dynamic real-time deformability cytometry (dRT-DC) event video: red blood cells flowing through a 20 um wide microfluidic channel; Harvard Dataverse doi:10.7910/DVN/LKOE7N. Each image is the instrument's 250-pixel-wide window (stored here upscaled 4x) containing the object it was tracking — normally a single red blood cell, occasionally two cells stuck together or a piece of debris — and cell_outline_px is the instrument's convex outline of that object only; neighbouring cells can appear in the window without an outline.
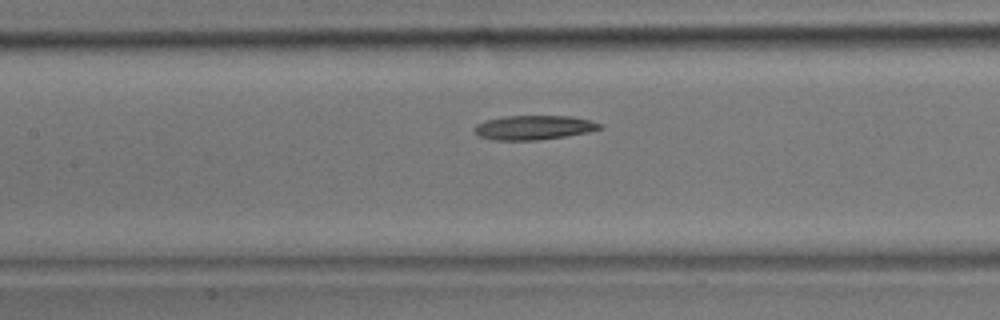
{"species": "common noctule bat (a hibernating species)", "species_latin": "Nyctalus noctula", "temperature_condition": "room temperature", "stored_images_in_passage": 22, "camera_frame_rate_fps": 3000, "um_per_image_px": 0.085, "animal": {"sex": "male", "body_mass_g": 17.9}, "frame": {"image": 1, "passage_image": 10, "time_ms": 3.0, "image_size_px": [1000, 320], "cell_outline_px": [[604, 128], [588, 132], [540, 140], [496, 140], [480, 136], [476, 132], [476, 124], [488, 120], [504, 116], [572, 116], [604, 124]], "centroid_in_image_um": [45.44, 10.84], "position_along_channel_um": 162.0, "area_um2": 17.57}}
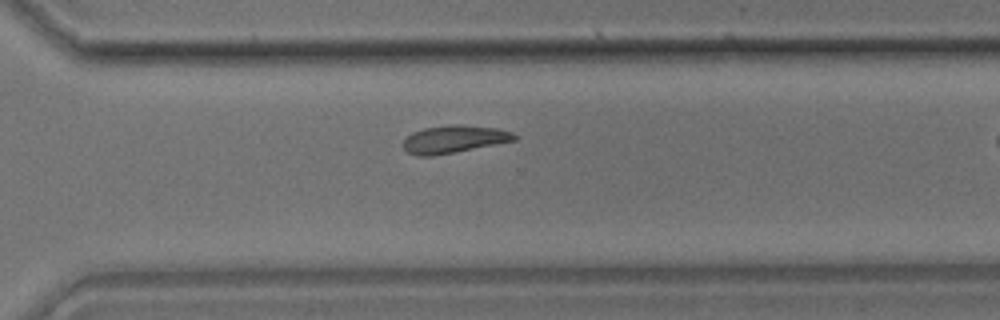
{"frame": {"image": 2, "passage_image": 19, "time_ms": 6.0, "image_size_px": [1000, 320], "cell_outline_px": [[516, 140], [432, 156], [416, 156], [408, 152], [404, 148], [404, 140], [412, 132], [424, 128], [448, 124], [460, 124], [496, 128], [512, 132], [516, 136]], "centroid_in_image_um": [38.56, 11.82], "position_along_channel_um": 332.0, "area_um2": 17.69}}